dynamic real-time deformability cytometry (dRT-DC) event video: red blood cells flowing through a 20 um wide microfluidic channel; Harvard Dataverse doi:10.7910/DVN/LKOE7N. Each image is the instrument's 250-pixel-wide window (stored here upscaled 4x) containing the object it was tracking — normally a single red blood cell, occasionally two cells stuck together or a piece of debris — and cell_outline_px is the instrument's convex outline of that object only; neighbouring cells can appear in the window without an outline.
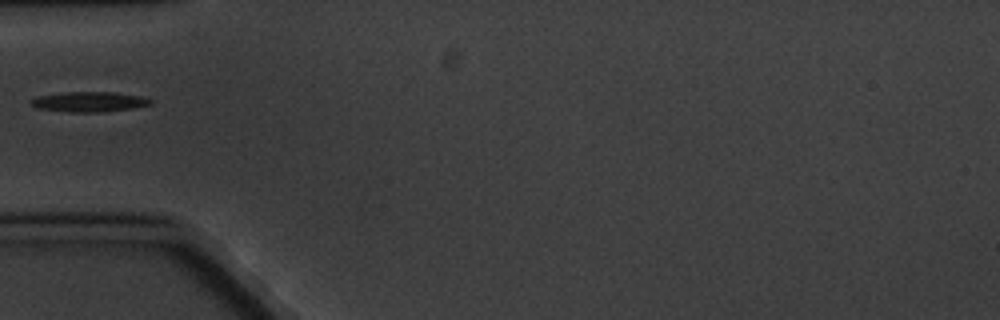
{"species": "common noctule bat (a hibernating species)", "species_latin": "Nyctalus noctula", "temperature_condition": "cold", "stored_images_in_passage": 1, "camera_frame_rate_fps": 3000, "um_per_image_px": 0.085, "animal": {"sex": "male", "body_mass_g": 20.1, "forearm_length_mm": 53.5}, "frame": {"image": 1, "passage_image": 1, "time_ms": 0.0, "image_size_px": [1000, 320], "cell_outline_px": [[152, 104], [132, 108], [100, 112], [72, 112], [36, 108], [28, 104], [28, 100], [40, 96], [60, 92], [112, 92], [140, 96], [152, 100]], "centroid_in_image_um": [7.51, 8.65], "position_along_channel_um": 77.5, "area_um2": 13.99}}